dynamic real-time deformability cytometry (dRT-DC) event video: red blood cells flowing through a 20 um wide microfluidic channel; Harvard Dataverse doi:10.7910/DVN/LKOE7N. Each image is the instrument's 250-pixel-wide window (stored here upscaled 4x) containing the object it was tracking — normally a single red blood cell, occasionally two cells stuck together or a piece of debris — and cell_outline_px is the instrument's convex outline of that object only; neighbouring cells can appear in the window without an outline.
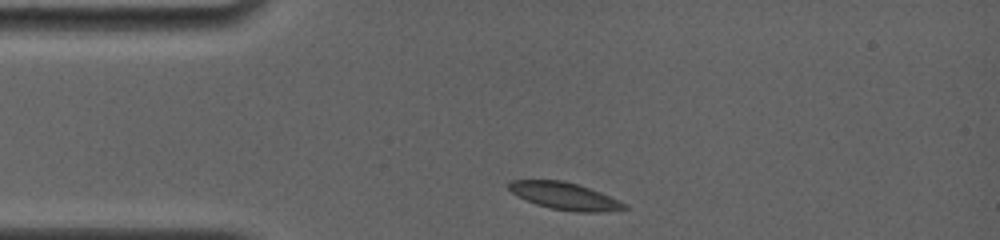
{"species": "common noctule bat (a hibernating species)", "species_latin": "Nyctalus noctula", "temperature_condition": "room temperature", "stored_images_in_passage": 24, "camera_frame_rate_fps": 4000, "um_per_image_px": 0.085, "animal": {"sex": "female", "body_mass_g": 19.0, "forearm_length_mm": 56.7}, "frame": {"image": 1, "passage_image": 1, "time_ms": 0.0, "image_size_px": [1000, 240], "cell_outline_px": [[628, 208], [604, 212], [576, 212], [552, 208], [536, 204], [512, 192], [508, 188], [508, 184], [512, 180], [564, 180], [580, 184], [620, 200], [628, 204]], "centroid_in_image_um": [48.07, 16.66], "position_along_channel_um": 36.9, "area_um2": 18.26}}
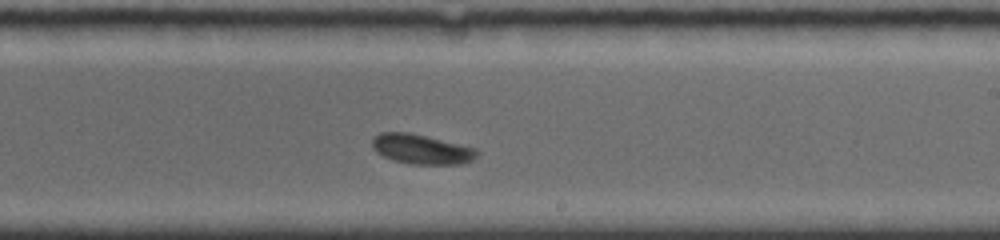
{"frame": {"image": 2, "passage_image": 14, "time_ms": 6.5, "image_size_px": [1000, 240], "cell_outline_px": [[476, 156], [472, 160], [460, 164], [408, 164], [392, 160], [376, 152], [372, 148], [372, 140], [380, 132], [408, 132], [476, 148]], "centroid_in_image_um": [35.78, 12.69], "position_along_channel_um": 253.2, "area_um2": 17.98}}
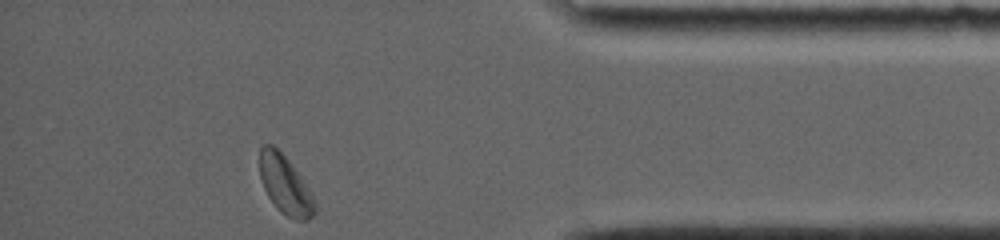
{"frame": {"image": 3, "passage_image": 24, "time_ms": 11.25, "image_size_px": [1000, 240], "cell_outline_px": [[316, 212], [308, 220], [296, 220], [280, 212], [276, 208], [268, 196], [264, 188], [260, 176], [260, 144], [272, 144], [288, 160], [300, 176], [308, 188], [316, 204]], "centroid_in_image_um": [24.23, 15.73], "position_along_channel_um": 411.0, "area_um2": 18.61}, "authors_computed_cell_mechanics": {"area_um2": 18.496, "velocity_mm_per_s": 3.7196, "shape_relaxation_time_tau1_ms": 3.3474, "shape_relaxation_time_tau2_ms": null, "deformation_change_tau1": 0.0764, "deformation_change_tau2": null}}